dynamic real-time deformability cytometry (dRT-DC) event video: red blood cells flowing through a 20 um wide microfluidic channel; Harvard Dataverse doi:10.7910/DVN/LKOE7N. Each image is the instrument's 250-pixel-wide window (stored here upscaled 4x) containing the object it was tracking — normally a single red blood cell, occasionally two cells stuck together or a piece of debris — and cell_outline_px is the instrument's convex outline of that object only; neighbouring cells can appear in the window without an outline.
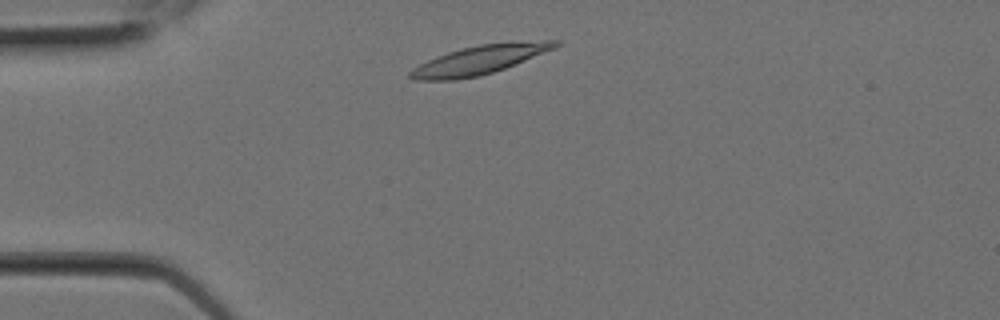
{"species": "Egyptian fruit bat (a non-hibernating species)", "species_latin": "Rousettus aegyptiacus", "temperature_condition": "room temperature", "stored_images_in_passage": 3, "camera_frame_rate_fps": 3000, "um_per_image_px": 0.085, "animal": {"sex": "female"}, "frame": {"image": 1, "passage_image": 2, "time_ms": 0.333, "image_size_px": [1000, 320], "cell_outline_px": [[560, 44], [556, 48], [504, 68], [480, 76], [452, 80], [416, 80], [408, 76], [408, 72], [412, 68], [436, 56], [460, 48], [480, 44], [512, 40], [560, 40]], "centroid_in_image_um": [40.79, 5.06], "position_along_channel_um": 44.2, "area_um2": 24.68}}